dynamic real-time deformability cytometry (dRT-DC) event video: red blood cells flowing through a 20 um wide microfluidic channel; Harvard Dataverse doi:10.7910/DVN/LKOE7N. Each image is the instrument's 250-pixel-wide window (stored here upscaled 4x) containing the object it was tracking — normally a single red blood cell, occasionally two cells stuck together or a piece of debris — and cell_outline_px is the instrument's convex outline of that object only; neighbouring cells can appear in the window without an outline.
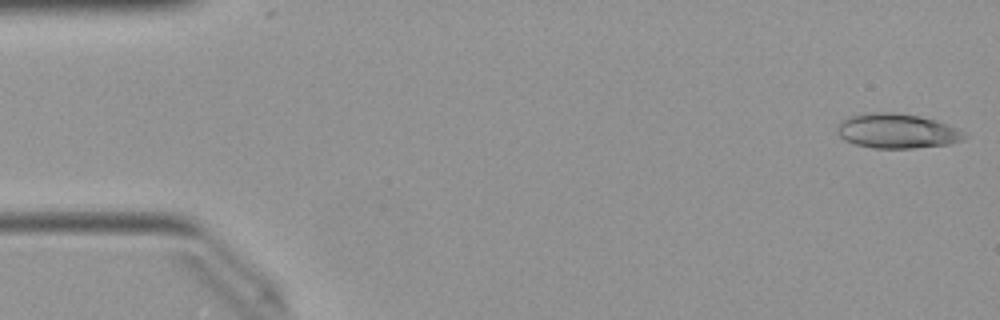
{"species": "Egyptian fruit bat (a non-hibernating species)", "species_latin": "Rousettus aegyptiacus", "temperature_condition": "warm", "stored_images_in_passage": 49, "camera_frame_rate_fps": 3000, "um_per_image_px": 0.085, "animal": {"sex": "female"}, "frame": {"image": 1, "passage_image": 1, "time_ms": 0.0, "image_size_px": [1000, 320], "cell_outline_px": [[968, 136], [964, 140], [948, 144], [912, 148], [872, 148], [856, 144], [844, 140], [836, 132], [836, 124], [840, 120], [848, 116], [872, 112], [892, 112], [920, 116], [936, 120], [960, 128]], "centroid_in_image_um": [76.24, 11.12], "position_along_channel_um": 8.8, "area_um2": 26.07}}
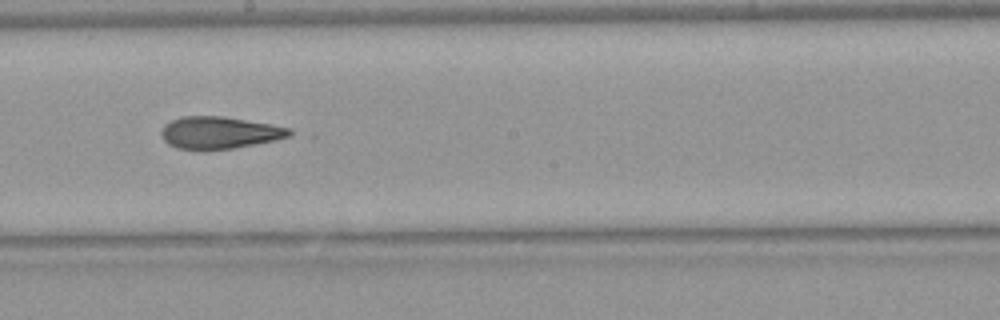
{"frame": {"image": 2, "passage_image": 27, "time_ms": 8.667, "image_size_px": [1000, 320], "cell_outline_px": [[292, 132], [288, 136], [276, 140], [232, 148], [176, 148], [168, 144], [160, 136], [160, 132], [164, 124], [180, 116], [224, 116], [272, 124], [292, 128]], "centroid_in_image_um": [18.64, 11.24], "position_along_channel_um": 229.6, "area_um2": 23.76}}
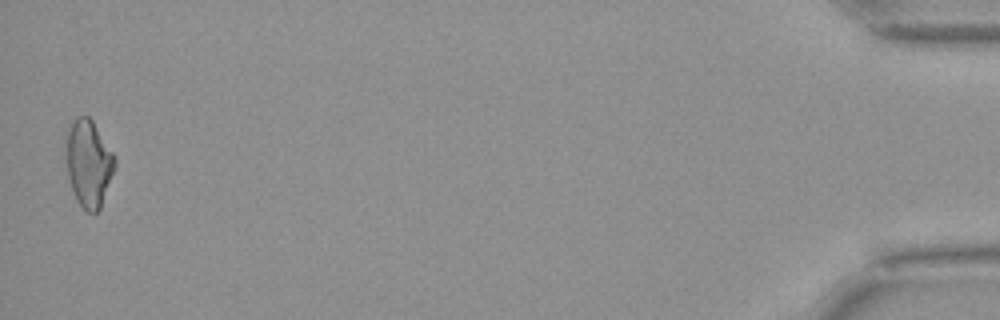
{"frame": {"image": 3, "passage_image": 49, "time_ms": 16.0, "image_size_px": [1000, 320], "cell_outline_px": [[116, 168], [100, 208], [96, 212], [88, 212], [76, 200], [68, 176], [64, 144], [64, 132], [72, 120], [76, 116], [88, 116], [92, 120], [112, 152], [116, 160]], "centroid_in_image_um": [7.5, 13.83], "position_along_channel_um": 427.7, "area_um2": 25.09}, "authors_computed_cell_mechanics": {"area_um2": 24.4494, "velocity_mm_per_s": 4.0427, "shape_relaxation_time_tau1_ms": null, "shape_relaxation_time_tau2_ms": 2.4079, "deformation_change_tau1": null, "deformation_change_tau2": 0.1127}}